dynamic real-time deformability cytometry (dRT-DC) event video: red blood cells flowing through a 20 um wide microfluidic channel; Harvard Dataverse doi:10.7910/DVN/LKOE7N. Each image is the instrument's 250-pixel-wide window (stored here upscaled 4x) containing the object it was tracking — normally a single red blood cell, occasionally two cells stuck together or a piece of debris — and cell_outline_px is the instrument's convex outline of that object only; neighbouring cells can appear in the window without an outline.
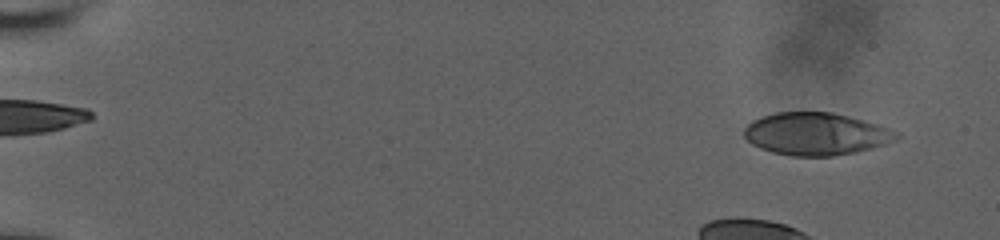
{"species": "human", "species_latin": "Homo sapiens", "temperature_condition": "room temperature", "stored_images_in_passage": 44, "camera_frame_rate_fps": 3000, "um_per_image_px": 0.085, "donor": {"sex": "male"}, "frame": {"image": 1, "passage_image": 4, "time_ms": 1.0, "image_size_px": [1000, 240], "cell_outline_px": [[900, 136], [896, 140], [872, 148], [856, 152], [832, 156], [792, 156], [772, 152], [760, 148], [752, 144], [744, 136], [744, 128], [752, 120], [776, 112], [832, 112], [848, 116], [876, 124], [900, 132]], "centroid_in_image_um": [69.36, 11.39], "position_along_channel_um": 15.6, "area_um2": 37.63}}
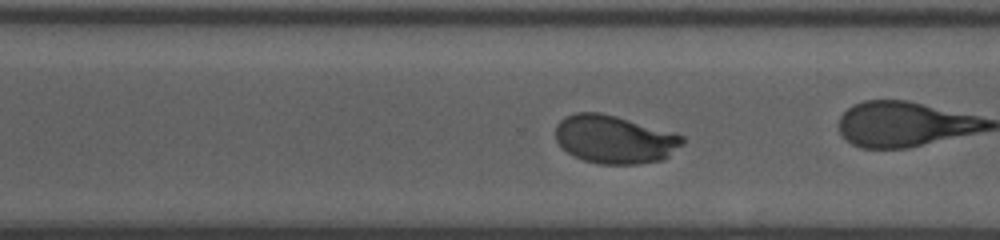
{"frame": {"image": 2, "passage_image": 38, "time_ms": 12.333, "image_size_px": [1000, 240], "cell_outline_px": [[684, 144], [664, 160], [640, 164], [600, 164], [584, 160], [568, 152], [556, 140], [556, 124], [564, 116], [576, 112], [600, 112], [616, 116], [676, 132], [684, 136]], "centroid_in_image_um": [52.28, 11.84], "position_along_channel_um": 318.3, "area_um2": 35.95}}
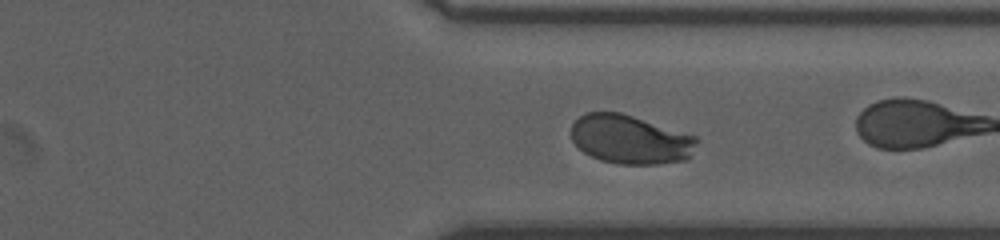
{"frame": {"image": 3, "passage_image": 41, "time_ms": 13.333, "image_size_px": [1000, 240], "cell_outline_px": [[700, 140], [688, 160], [660, 164], [616, 164], [600, 160], [584, 152], [572, 140], [572, 124], [584, 112], [620, 112], [696, 136]], "centroid_in_image_um": [53.6, 11.86], "position_along_channel_um": 357.8, "area_um2": 35.89}}